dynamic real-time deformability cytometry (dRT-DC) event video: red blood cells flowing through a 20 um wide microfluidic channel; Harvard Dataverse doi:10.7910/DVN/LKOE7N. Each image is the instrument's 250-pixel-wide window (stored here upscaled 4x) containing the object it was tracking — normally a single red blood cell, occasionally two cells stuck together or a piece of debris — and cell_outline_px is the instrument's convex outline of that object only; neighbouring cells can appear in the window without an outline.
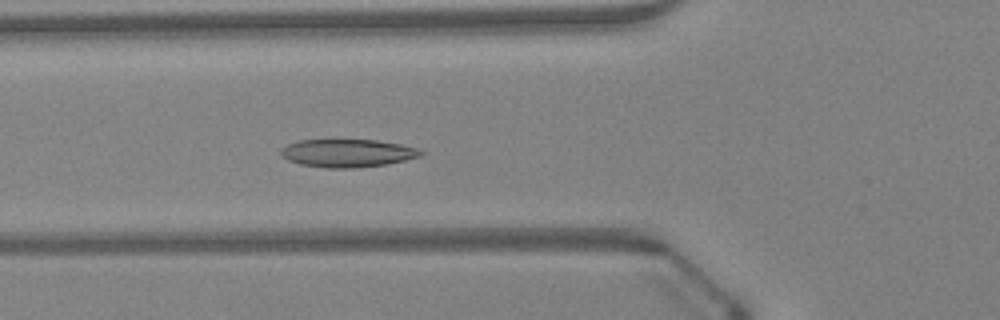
{"species": "Egyptian fruit bat (a non-hibernating species)", "species_latin": "Rousettus aegyptiacus", "temperature_condition": "warm", "stored_images_in_passage": 30, "camera_frame_rate_fps": 3000, "um_per_image_px": 0.085, "animal": {"sex": "female"}, "frame": {"image": 1, "passage_image": 7, "time_ms": 2.0, "image_size_px": [1000, 320], "cell_outline_px": [[424, 152], [420, 156], [388, 164], [356, 168], [324, 168], [300, 164], [288, 160], [280, 156], [280, 152], [288, 144], [300, 140], [376, 140], [400, 144], [416, 148]], "centroid_in_image_um": [29.52, 13.02], "position_along_channel_um": 96.3, "area_um2": 22.72}}
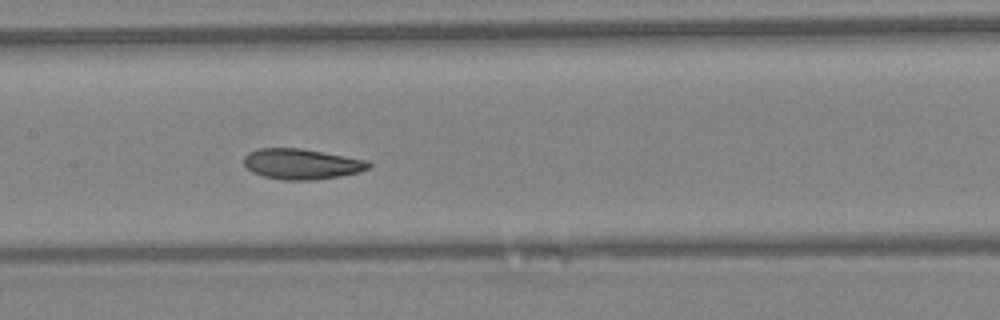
{"frame": {"image": 2, "passage_image": 13, "time_ms": 4.0, "image_size_px": [1000, 320], "cell_outline_px": [[372, 164], [368, 168], [360, 172], [340, 176], [316, 180], [280, 180], [264, 176], [252, 172], [244, 164], [244, 156], [248, 152], [260, 148], [300, 148], [368, 160]], "centroid_in_image_um": [25.64, 13.94], "position_along_channel_um": 181.8, "area_um2": 22.25}}
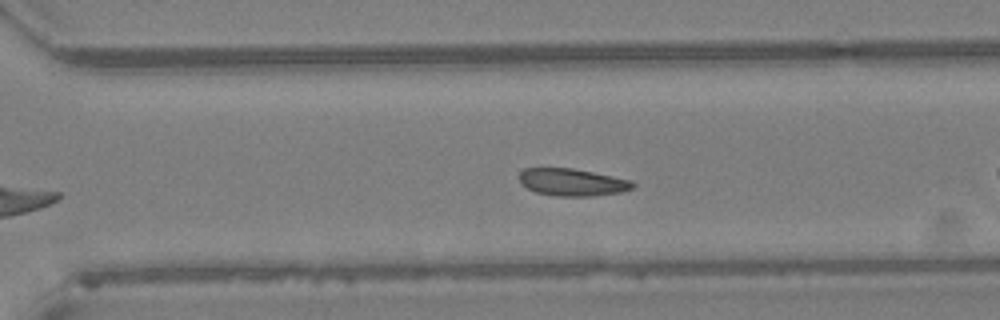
{"frame": {"image": 3, "passage_image": 20, "time_ms": 6.333, "image_size_px": [1000, 320], "cell_outline_px": [[636, 184], [632, 188], [620, 192], [592, 196], [556, 196], [536, 192], [520, 184], [520, 172], [524, 168], [572, 168], [632, 180]], "centroid_in_image_um": [48.63, 15.49], "position_along_channel_um": 322.0, "area_um2": 17.98}, "authors_computed_cell_mechanics": {"area_um2": 22.2819, "velocity_mm_per_s": 4.3222, "shape_relaxation_time_tau1_ms": 5.3688, "shape_relaxation_time_tau2_ms": 2.397, "deformation_change_tau1": 0.1367, "deformation_change_tau2": 0.058}}